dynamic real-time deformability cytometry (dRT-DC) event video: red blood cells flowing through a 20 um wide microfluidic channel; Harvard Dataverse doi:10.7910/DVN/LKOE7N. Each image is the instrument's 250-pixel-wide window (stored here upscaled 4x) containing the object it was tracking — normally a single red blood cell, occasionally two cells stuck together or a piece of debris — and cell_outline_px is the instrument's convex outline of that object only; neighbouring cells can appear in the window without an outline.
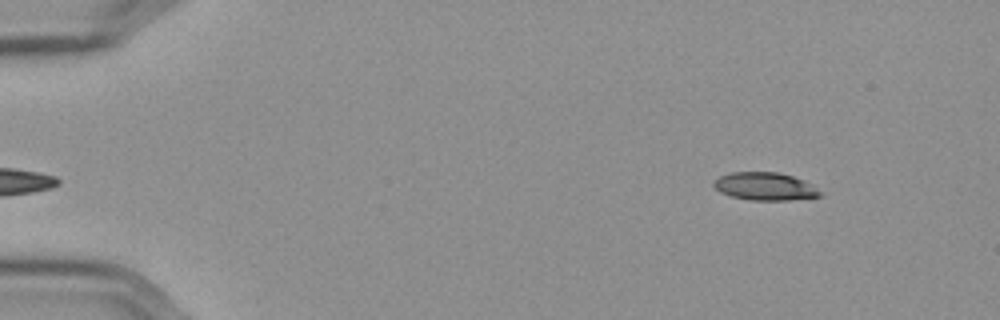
{"species": "Egyptian fruit bat (a non-hibernating species)", "species_latin": "Rousettus aegyptiacus", "temperature_condition": "cold", "stored_images_in_passage": 11, "camera_frame_rate_fps": 3000, "um_per_image_px": 0.085, "frame": {"image": 1, "passage_image": 2, "time_ms": 0.333, "image_size_px": [1000, 320], "cell_outline_px": [[824, 192], [820, 196], [788, 200], [752, 200], [732, 196], [720, 192], [712, 184], [720, 176], [732, 172], [776, 172], [792, 176], [804, 180]], "centroid_in_image_um": [65.05, 15.84], "position_along_channel_um": 19.9, "area_um2": 17.11}}